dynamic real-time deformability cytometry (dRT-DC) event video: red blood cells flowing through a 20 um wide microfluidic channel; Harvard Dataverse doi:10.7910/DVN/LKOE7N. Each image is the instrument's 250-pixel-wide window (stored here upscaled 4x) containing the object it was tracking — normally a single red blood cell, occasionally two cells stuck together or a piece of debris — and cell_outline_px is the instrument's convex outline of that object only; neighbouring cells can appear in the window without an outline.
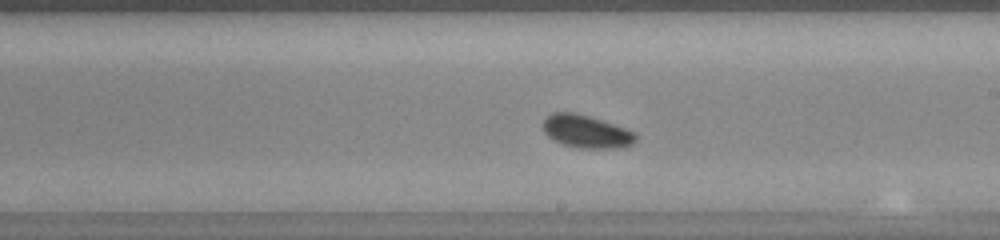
{"species": "common noctule bat (a hibernating species)", "species_latin": "Nyctalus noctula", "temperature_condition": "warm", "stored_images_in_passage": 46, "camera_frame_rate_fps": 3000, "um_per_image_px": 0.085, "animal": {"sex": "female", "body_mass_g": 23.0, "forearm_length_mm": 53.4}, "frame": {"image": 1, "passage_image": 22, "time_ms": 7.0, "image_size_px": [1000, 240], "cell_outline_px": [[636, 140], [632, 144], [616, 148], [580, 148], [560, 144], [552, 140], [544, 132], [544, 120], [552, 112], [576, 112], [636, 132]], "centroid_in_image_um": [49.81, 11.19], "position_along_channel_um": 239.2, "area_um2": 17.63}}
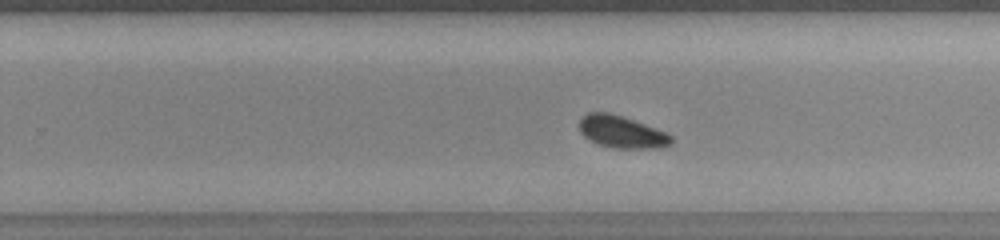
{"frame": {"image": 2, "passage_image": 25, "time_ms": 8.0, "image_size_px": [1000, 240], "cell_outline_px": [[672, 144], [660, 148], [612, 148], [600, 144], [584, 136], [580, 132], [580, 120], [588, 112], [608, 112], [644, 124], [664, 132], [672, 136]], "centroid_in_image_um": [52.84, 11.22], "position_along_channel_um": 277.0, "area_um2": 16.88}}
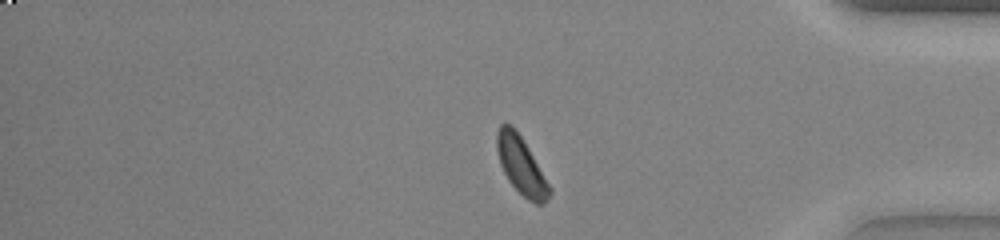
{"frame": {"image": 3, "passage_image": 36, "time_ms": 11.667, "image_size_px": [1000, 240], "cell_outline_px": [[552, 192], [548, 200], [544, 204], [536, 204], [528, 200], [508, 180], [500, 164], [496, 148], [496, 132], [500, 124], [512, 124], [528, 148], [552, 188]], "centroid_in_image_um": [44.31, 14.08], "position_along_channel_um": 390.9, "area_um2": 17.57}, "authors_computed_cell_mechanics": {"area_um2": 17.1666, "velocity_mm_per_s": 3.7869, "shape_relaxation_time_tau1_ms": 7.57, "shape_relaxation_time_tau2_ms": null, "deformation_change_tau1": 0.1488, "deformation_change_tau2": null}}